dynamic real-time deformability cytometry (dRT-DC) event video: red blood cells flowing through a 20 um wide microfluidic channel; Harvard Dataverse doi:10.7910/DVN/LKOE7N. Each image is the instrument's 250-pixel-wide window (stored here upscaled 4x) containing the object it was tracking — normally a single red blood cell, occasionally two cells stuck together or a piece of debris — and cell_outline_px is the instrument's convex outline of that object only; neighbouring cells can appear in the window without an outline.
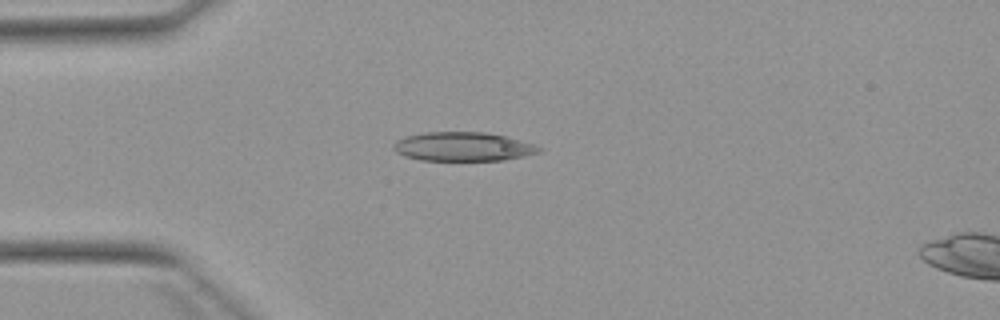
{"species": "Egyptian fruit bat (a non-hibernating species)", "species_latin": "Rousettus aegyptiacus", "temperature_condition": "warm", "stored_images_in_passage": 2, "camera_frame_rate_fps": 3000, "um_per_image_px": 0.085, "animal": {"sex": "female"}, "frame": {"image": 1, "passage_image": 1, "time_ms": 0.0, "image_size_px": [1000, 320], "cell_outline_px": [[544, 148], [540, 152], [524, 156], [504, 160], [420, 160], [404, 156], [396, 152], [392, 148], [392, 144], [396, 140], [408, 136], [424, 132], [484, 132], [504, 136], [532, 144]], "centroid_in_image_um": [39.32, 12.47], "position_along_channel_um": 45.7, "area_um2": 24.45}}